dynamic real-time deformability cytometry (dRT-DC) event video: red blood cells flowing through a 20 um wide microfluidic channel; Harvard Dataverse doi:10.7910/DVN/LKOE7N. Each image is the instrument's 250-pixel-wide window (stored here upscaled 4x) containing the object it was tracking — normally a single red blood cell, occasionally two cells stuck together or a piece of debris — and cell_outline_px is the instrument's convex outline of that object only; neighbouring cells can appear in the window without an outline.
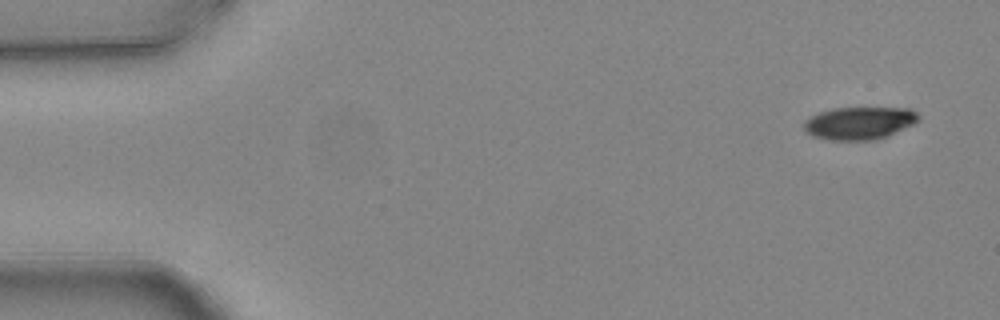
{"species": "common noctule bat (a hibernating species)", "species_latin": "Nyctalus noctula", "temperature_condition": "warm", "stored_images_in_passage": 3, "camera_frame_rate_fps": 3000, "um_per_image_px": 0.085, "animal": {"sex": "female", "body_mass_g": 24.6, "forearm_length_mm": 56.2}, "frame": {"image": 1, "passage_image": 1, "time_ms": 0.0, "image_size_px": [1000, 320], "cell_outline_px": [[920, 116], [912, 124], [888, 136], [876, 140], [828, 140], [812, 136], [804, 128], [804, 120], [820, 112], [832, 108], [912, 108]], "centroid_in_image_um": [73.04, 10.46], "position_along_channel_um": 12.0, "area_um2": 21.73}}
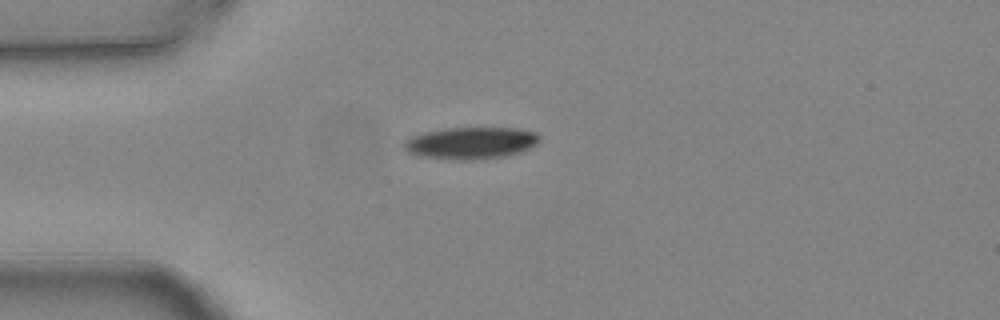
{"frame": {"image": 2, "passage_image": 3, "time_ms": 0.667, "image_size_px": [1000, 320], "cell_outline_px": [[540, 140], [536, 144], [520, 152], [504, 156], [472, 160], [460, 160], [420, 156], [408, 152], [404, 148], [404, 140], [412, 136], [424, 132], [444, 128], [520, 128], [536, 132], [540, 136]], "centroid_in_image_um": [40.03, 12.14], "position_along_channel_um": 45.0, "area_um2": 25.2}}